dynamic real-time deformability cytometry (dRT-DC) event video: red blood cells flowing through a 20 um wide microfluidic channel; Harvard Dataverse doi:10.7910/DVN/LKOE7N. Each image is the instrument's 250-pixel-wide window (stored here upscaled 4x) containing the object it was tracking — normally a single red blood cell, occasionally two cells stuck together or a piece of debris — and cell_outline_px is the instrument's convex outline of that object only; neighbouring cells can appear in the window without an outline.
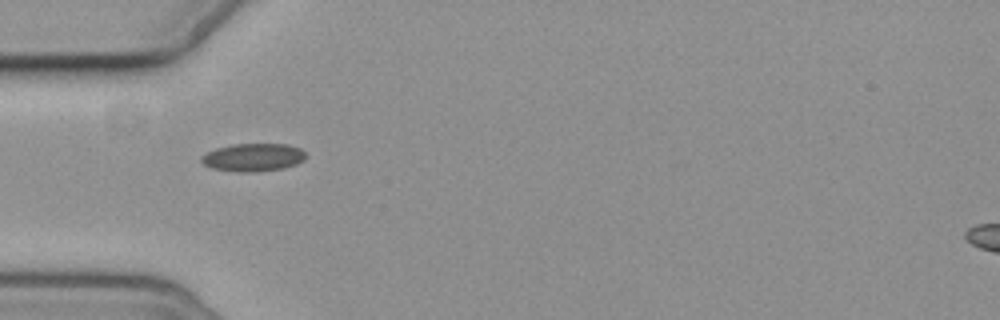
{"species": "common noctule bat (a hibernating species)", "species_latin": "Nyctalus noctula", "temperature_condition": "cold", "stored_images_in_passage": 3, "camera_frame_rate_fps": 3000, "um_per_image_px": 0.085, "animal": {"sex": "female", "body_mass_g": 19.3, "forearm_length_mm": 54.1}, "frame": {"image": 1, "passage_image": 3, "time_ms": 2.333, "image_size_px": [1000, 320], "cell_outline_px": [[304, 160], [296, 164], [284, 168], [252, 172], [240, 172], [212, 168], [204, 164], [200, 160], [200, 156], [216, 148], [232, 144], [288, 144], [300, 148], [304, 152]], "centroid_in_image_um": [21.51, 13.37], "position_along_channel_um": 63.5, "area_um2": 16.94}}